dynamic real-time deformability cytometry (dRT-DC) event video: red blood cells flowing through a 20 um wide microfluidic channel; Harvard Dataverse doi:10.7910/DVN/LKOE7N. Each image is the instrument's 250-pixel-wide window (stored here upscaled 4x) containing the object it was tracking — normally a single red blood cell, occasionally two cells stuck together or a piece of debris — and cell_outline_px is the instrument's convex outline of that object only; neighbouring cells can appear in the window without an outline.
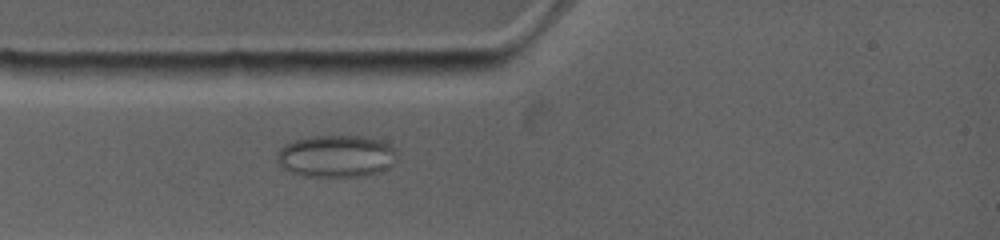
{"species": "common noctule bat (a hibernating species)", "species_latin": "Nyctalus noctula", "temperature_condition": "warm", "stored_images_in_passage": 27, "camera_frame_rate_fps": 4500, "um_per_image_px": 0.085, "animal": {"sex": "female", "body_mass_g": 19.0, "forearm_length_mm": 53.3}, "frame": {"image": 1, "passage_image": 5, "time_ms": 1.333, "image_size_px": [1000, 240], "cell_outline_px": [[388, 148], [384, 168], [380, 172], [364, 176], [300, 176], [284, 168], [280, 160], [280, 152], [288, 144], [296, 140], [312, 136], [364, 136], [384, 144]], "centroid_in_image_um": [28.42, 13.29], "position_along_channel_um": 56.6, "area_um2": 27.34}}
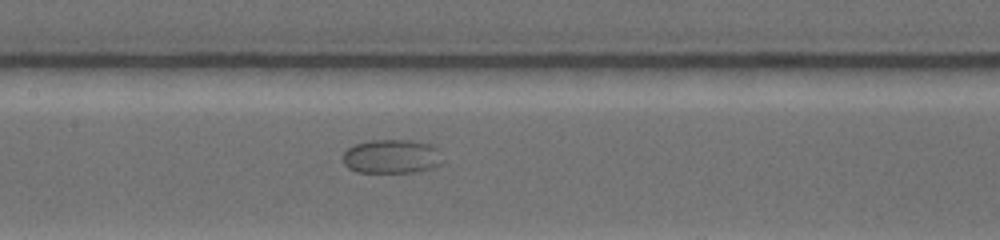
{"frame": {"image": 2, "passage_image": 11, "time_ms": 4.889, "image_size_px": [1000, 240], "cell_outline_px": [[436, 164], [428, 168], [412, 172], [356, 172], [348, 168], [344, 164], [344, 152], [348, 148], [356, 144], [376, 140], [400, 140], [424, 144], [428, 148]], "centroid_in_image_um": [33.0, 13.33], "position_along_channel_um": 174.4, "area_um2": 18.03}}
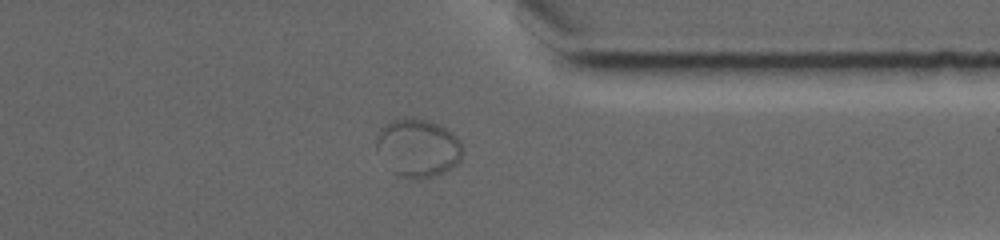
{"frame": {"image": 3, "passage_image": 20, "time_ms": 11.111, "image_size_px": [1000, 240], "cell_outline_px": [[464, 152], [460, 160], [456, 164], [436, 176], [416, 180], [408, 180], [392, 172], [376, 148], [376, 144], [380, 128], [392, 120], [404, 116], [428, 120], [452, 132], [460, 140]], "centroid_in_image_um": [35.53, 12.58], "position_along_channel_um": 375.9, "area_um2": 29.42}}